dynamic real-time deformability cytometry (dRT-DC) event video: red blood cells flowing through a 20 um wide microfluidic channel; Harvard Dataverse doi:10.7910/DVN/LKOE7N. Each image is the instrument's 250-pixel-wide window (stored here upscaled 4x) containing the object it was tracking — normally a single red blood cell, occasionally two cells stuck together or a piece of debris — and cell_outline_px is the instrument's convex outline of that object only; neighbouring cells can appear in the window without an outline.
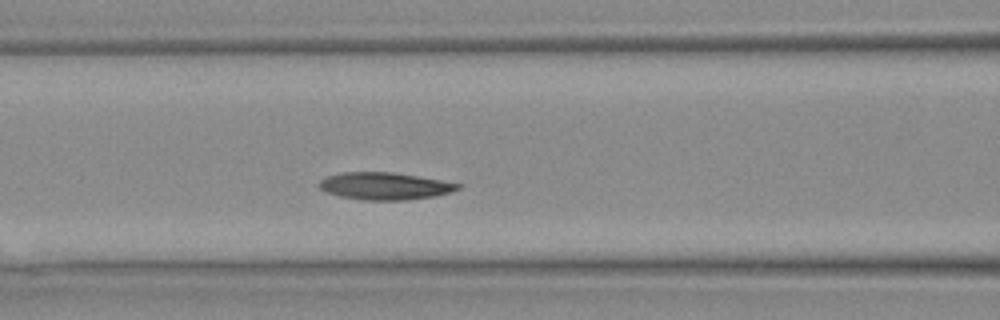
{"species": "Egyptian fruit bat (a non-hibernating species)", "species_latin": "Rousettus aegyptiacus", "temperature_condition": "warm", "stored_images_in_passage": 9, "camera_frame_rate_fps": 3000, "um_per_image_px": 0.085, "animal": {"sex": "female"}, "frame": {"image": 1, "passage_image": 7, "time_ms": 2.0, "image_size_px": [1000, 320], "cell_outline_px": [[464, 184], [460, 188], [452, 192], [436, 196], [408, 200], [364, 200], [340, 196], [324, 192], [320, 188], [320, 180], [328, 176], [340, 172], [392, 172]], "centroid_in_image_um": [32.73, 15.82], "position_along_channel_um": 133.9, "area_um2": 22.08}}
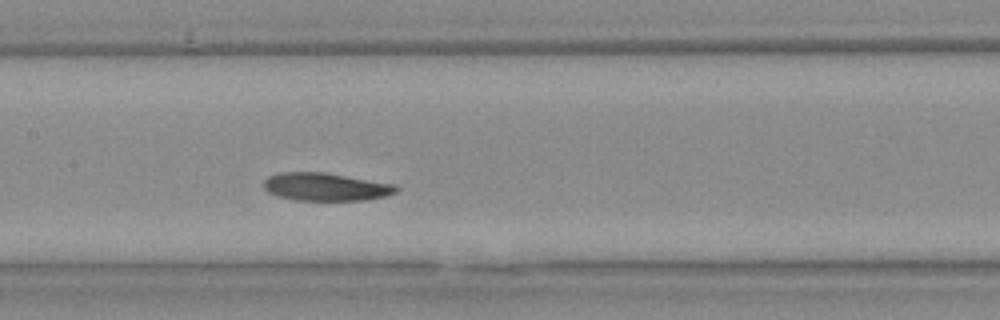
{"frame": {"image": 2, "passage_image": 9, "time_ms": 2.667, "image_size_px": [1000, 320], "cell_outline_px": [[400, 188], [396, 192], [384, 196], [364, 200], [292, 200], [276, 196], [268, 192], [264, 188], [264, 180], [268, 176], [280, 172], [324, 172], [392, 184]], "centroid_in_image_um": [27.62, 15.88], "position_along_channel_um": 179.8, "area_um2": 21.44}}